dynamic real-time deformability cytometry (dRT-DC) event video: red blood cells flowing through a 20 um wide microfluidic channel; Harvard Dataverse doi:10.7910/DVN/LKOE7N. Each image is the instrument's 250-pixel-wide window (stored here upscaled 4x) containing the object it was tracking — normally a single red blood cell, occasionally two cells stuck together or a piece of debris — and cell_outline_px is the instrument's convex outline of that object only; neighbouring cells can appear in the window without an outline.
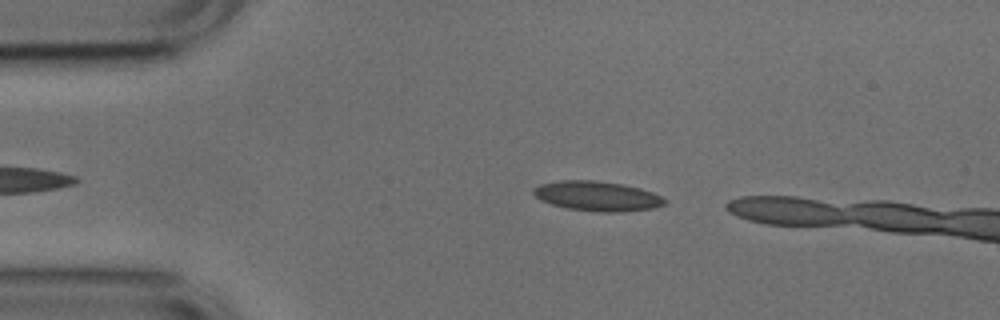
{"species": "common noctule bat (a hibernating species)", "species_latin": "Nyctalus noctula", "temperature_condition": "cold", "stored_images_in_passage": 7, "camera_frame_rate_fps": 3000, "um_per_image_px": 0.085, "animal": {"sex": "male", "body_mass_g": 17.9, "forearm_length_mm": 54.2}, "frame": {"image": 1, "passage_image": 4, "time_ms": 1.0, "image_size_px": [1000, 320], "cell_outline_px": [[668, 200], [664, 204], [652, 208], [616, 212], [600, 212], [568, 208], [552, 204], [540, 200], [532, 192], [532, 188], [540, 184], [560, 180], [592, 180], [624, 184], [640, 188], [652, 192]], "centroid_in_image_um": [50.74, 16.65], "position_along_channel_um": 34.3, "area_um2": 22.66}}